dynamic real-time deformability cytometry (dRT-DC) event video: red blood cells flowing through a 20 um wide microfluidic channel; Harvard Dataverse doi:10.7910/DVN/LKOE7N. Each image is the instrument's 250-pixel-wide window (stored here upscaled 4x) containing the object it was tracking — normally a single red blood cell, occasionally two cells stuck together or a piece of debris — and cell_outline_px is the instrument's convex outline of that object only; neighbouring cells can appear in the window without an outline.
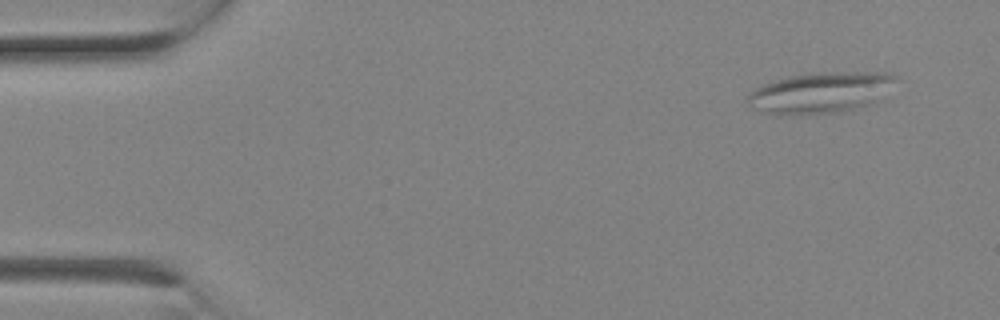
{"species": "Egyptian fruit bat (a non-hibernating species)", "species_latin": "Rousettus aegyptiacus", "temperature_condition": "room temperature", "stored_images_in_passage": 3, "camera_frame_rate_fps": 3000, "um_per_image_px": 0.085, "animal": {"sex": "female"}, "frame": {"image": 1, "passage_image": 3, "time_ms": 0.667, "image_size_px": [1000, 320], "cell_outline_px": [[896, 76], [876, 100], [868, 104], [836, 112], [804, 116], [776, 116], [748, 108], [744, 100], [756, 88], [764, 84], [788, 76], [820, 72], [888, 72]], "centroid_in_image_um": [69.56, 7.9], "position_along_channel_um": 15.4, "area_um2": 35.32}}